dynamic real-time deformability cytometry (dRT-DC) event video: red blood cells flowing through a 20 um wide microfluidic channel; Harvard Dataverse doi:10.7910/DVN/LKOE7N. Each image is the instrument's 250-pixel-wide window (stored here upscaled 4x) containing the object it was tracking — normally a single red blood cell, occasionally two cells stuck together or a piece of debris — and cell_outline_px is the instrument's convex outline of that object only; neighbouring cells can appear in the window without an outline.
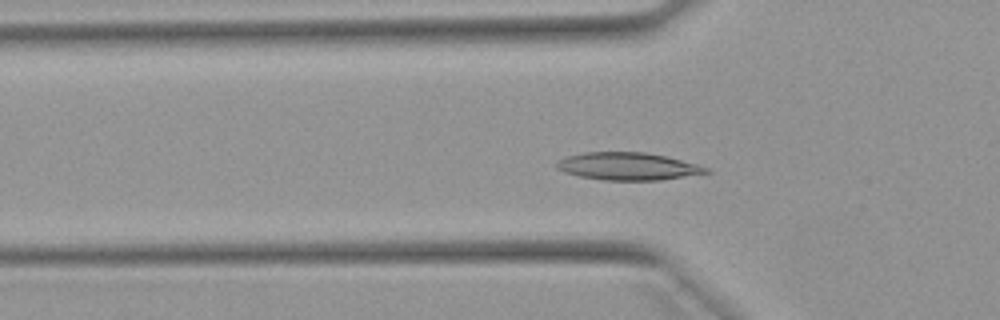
{"species": "Egyptian fruit bat (a non-hibernating species)", "species_latin": "Rousettus aegyptiacus", "temperature_condition": "warm", "stored_images_in_passage": 41, "camera_frame_rate_fps": 3000, "um_per_image_px": 0.085, "animal": {"sex": "female"}, "frame": {"image": 1, "passage_image": 17, "time_ms": 5.333, "image_size_px": [1000, 320], "cell_outline_px": [[712, 172], [660, 180], [604, 180], [580, 176], [564, 172], [556, 168], [556, 160], [568, 156], [584, 152], [644, 152], [664, 156], [696, 164], [708, 168]], "centroid_in_image_um": [53.33, 14.14], "position_along_channel_um": 72.5, "area_um2": 23.81}}
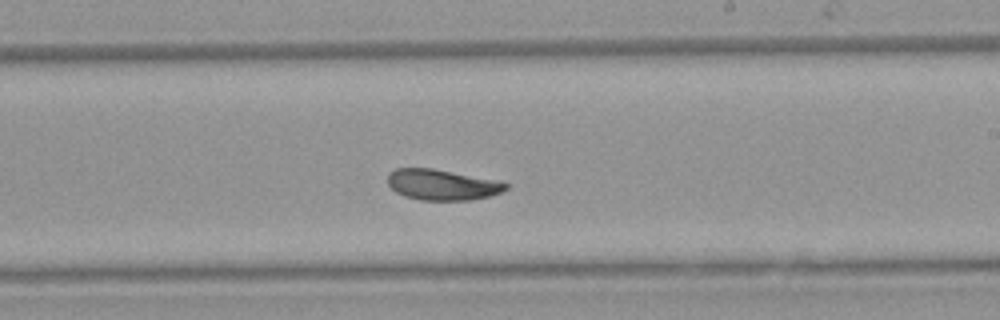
{"frame": {"image": 2, "passage_image": 31, "time_ms": 10.0, "image_size_px": [1000, 320], "cell_outline_px": [[508, 188], [500, 192], [488, 196], [468, 200], [420, 200], [404, 196], [396, 192], [388, 184], [388, 172], [396, 168], [432, 168], [508, 184]], "centroid_in_image_um": [37.47, 15.71], "position_along_channel_um": 251.5, "area_um2": 20.58}}
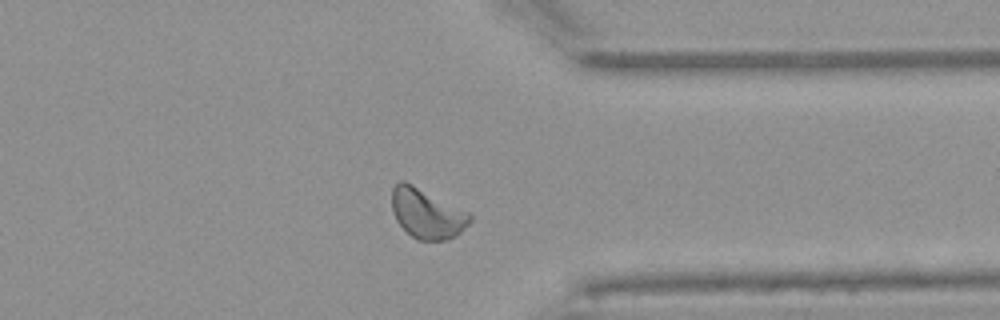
{"frame": {"image": 3, "passage_image": 41, "time_ms": 13.333, "image_size_px": [1000, 320], "cell_outline_px": [[472, 220], [460, 232], [448, 240], [416, 240], [396, 220], [392, 208], [392, 188], [400, 180], [404, 180], [468, 212], [472, 216]], "centroid_in_image_um": [36.27, 18.15], "position_along_channel_um": 375.1, "area_um2": 22.31}, "authors_computed_cell_mechanics": {"area_um2": 22.3108, "velocity_mm_per_s": 3.8429, "shape_relaxation_time_tau1_ms": 4.0804, "shape_relaxation_time_tau2_ms": 4.0073, "deformation_change_tau1": 0.1148, "deformation_change_tau2": 0.0916}}